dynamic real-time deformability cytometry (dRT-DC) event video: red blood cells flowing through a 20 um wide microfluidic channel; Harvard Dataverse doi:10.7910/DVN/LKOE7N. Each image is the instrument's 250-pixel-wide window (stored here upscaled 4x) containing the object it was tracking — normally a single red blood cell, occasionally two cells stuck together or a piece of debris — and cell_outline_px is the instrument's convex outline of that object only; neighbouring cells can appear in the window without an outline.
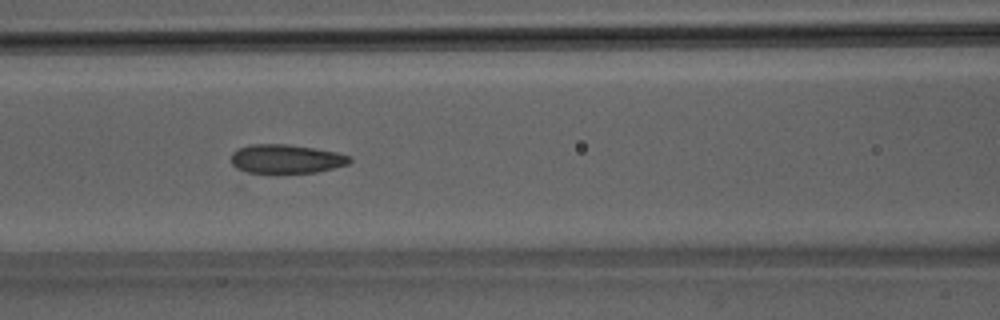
{"species": "Egyptian fruit bat (a non-hibernating species)", "species_latin": "Rousettus aegyptiacus", "temperature_condition": "room temperature", "stored_images_in_passage": 36, "camera_frame_rate_fps": 3000, "um_per_image_px": 0.085, "animal": {"sex": "male"}, "frame": {"image": 1, "passage_image": 9, "time_ms": 2.667, "image_size_px": [1000, 320], "cell_outline_px": [[352, 160], [348, 164], [316, 172], [276, 176], [248, 172], [236, 168], [232, 164], [232, 152], [240, 148], [252, 144], [288, 144], [336, 152], [352, 156]], "centroid_in_image_um": [24.31, 13.55], "position_along_channel_um": 142.3, "area_um2": 20.63}}
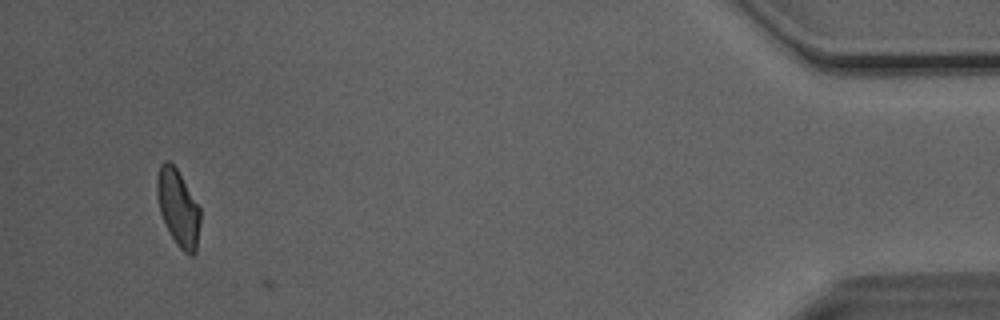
{"frame": {"image": 2, "passage_image": 35, "time_ms": 11.333, "image_size_px": [1000, 320], "cell_outline_px": [[200, 224], [196, 252], [192, 256], [184, 252], [176, 244], [160, 212], [156, 192], [156, 176], [160, 164], [164, 160], [168, 160], [176, 168], [200, 208]], "centroid_in_image_um": [15.13, 17.65], "position_along_channel_um": 420.1, "area_um2": 19.13}}